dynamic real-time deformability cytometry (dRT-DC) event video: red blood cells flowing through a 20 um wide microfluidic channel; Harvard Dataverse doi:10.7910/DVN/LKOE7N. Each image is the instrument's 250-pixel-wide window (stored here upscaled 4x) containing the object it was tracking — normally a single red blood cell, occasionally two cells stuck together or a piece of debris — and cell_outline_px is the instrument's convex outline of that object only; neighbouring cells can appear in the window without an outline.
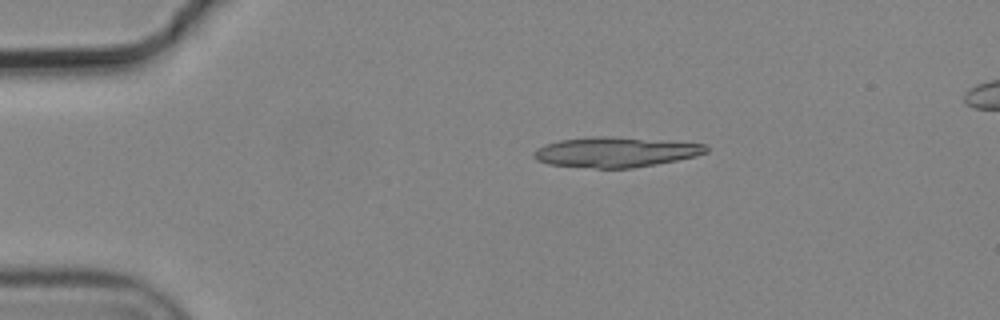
{"species": "common noctule bat (a hibernating species)", "species_latin": "Nyctalus noctula", "temperature_condition": "cold", "stored_images_in_passage": 3, "camera_frame_rate_fps": 3000, "um_per_image_px": 0.085, "animal": {"sex": "male", "body_mass_g": 19.2, "forearm_length_mm": 51.8}, "frame": {"image": 1, "passage_image": 1, "time_ms": 0.0, "image_size_px": [1000, 320], "cell_outline_px": [[708, 152], [696, 156], [656, 164], [632, 168], [596, 168], [548, 164], [536, 160], [532, 156], [536, 148], [544, 144], [560, 140], [592, 136], [608, 136], [708, 144]], "centroid_in_image_um": [52.3, 12.92], "position_along_channel_um": 32.7, "area_um2": 30.23}}